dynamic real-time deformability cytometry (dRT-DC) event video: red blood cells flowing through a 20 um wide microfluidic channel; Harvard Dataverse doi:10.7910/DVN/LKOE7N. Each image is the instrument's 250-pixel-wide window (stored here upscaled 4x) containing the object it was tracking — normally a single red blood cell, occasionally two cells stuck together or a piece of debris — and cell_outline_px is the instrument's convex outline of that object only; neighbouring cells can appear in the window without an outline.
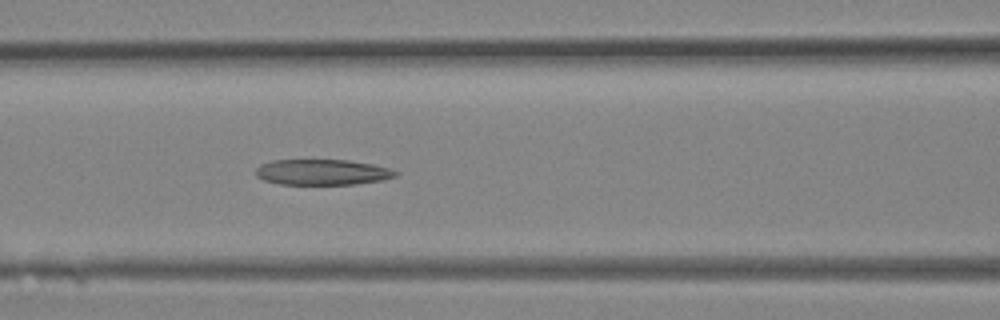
{"species": "Egyptian fruit bat (a non-hibernating species)", "species_latin": "Rousettus aegyptiacus", "temperature_condition": "room temperature", "stored_images_in_passage": 14, "camera_frame_rate_fps": 3000, "um_per_image_px": 0.085, "animal": {"sex": "female"}, "frame": {"image": 1, "passage_image": 14, "time_ms": 4.333, "image_size_px": [1000, 320], "cell_outline_px": [[400, 172], [396, 176], [380, 180], [356, 184], [280, 184], [264, 180], [256, 176], [256, 168], [260, 164], [272, 160], [348, 160], [372, 164], [388, 168]], "centroid_in_image_um": [27.37, 14.63], "position_along_channel_um": 139.2, "area_um2": 20.81}}